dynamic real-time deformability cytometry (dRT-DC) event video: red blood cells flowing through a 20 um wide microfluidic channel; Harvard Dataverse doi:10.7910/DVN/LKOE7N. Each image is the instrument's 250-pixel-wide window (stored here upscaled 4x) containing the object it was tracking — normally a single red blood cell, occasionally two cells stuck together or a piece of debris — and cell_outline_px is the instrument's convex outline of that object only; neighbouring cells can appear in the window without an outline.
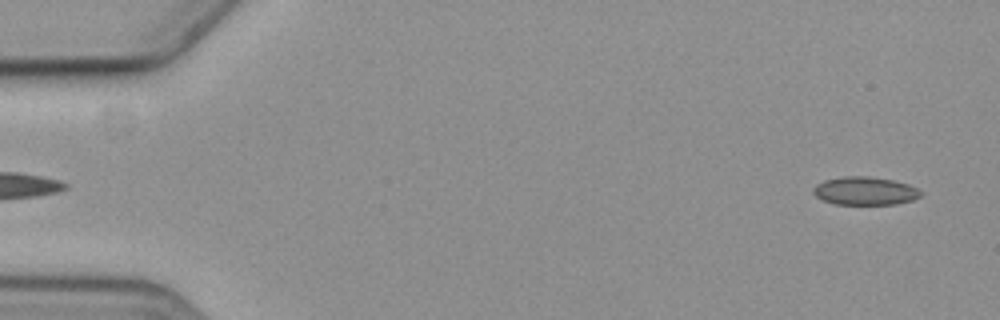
{"species": "common noctule bat (a hibernating species)", "species_latin": "Nyctalus noctula", "temperature_condition": "cold", "stored_images_in_passage": 4, "camera_frame_rate_fps": 3000, "um_per_image_px": 0.085, "animal": {"sex": "female", "body_mass_g": 19.3, "forearm_length_mm": 54.1}, "frame": {"image": 1, "passage_image": 4, "time_ms": 3.667, "image_size_px": [1000, 320], "cell_outline_px": [[924, 192], [920, 196], [912, 200], [896, 204], [836, 204], [824, 200], [816, 196], [812, 192], [812, 188], [816, 184], [824, 180], [844, 176], [868, 176], [892, 180], [908, 184]], "centroid_in_image_um": [73.52, 16.22], "position_along_channel_um": 11.5, "area_um2": 17.63}}